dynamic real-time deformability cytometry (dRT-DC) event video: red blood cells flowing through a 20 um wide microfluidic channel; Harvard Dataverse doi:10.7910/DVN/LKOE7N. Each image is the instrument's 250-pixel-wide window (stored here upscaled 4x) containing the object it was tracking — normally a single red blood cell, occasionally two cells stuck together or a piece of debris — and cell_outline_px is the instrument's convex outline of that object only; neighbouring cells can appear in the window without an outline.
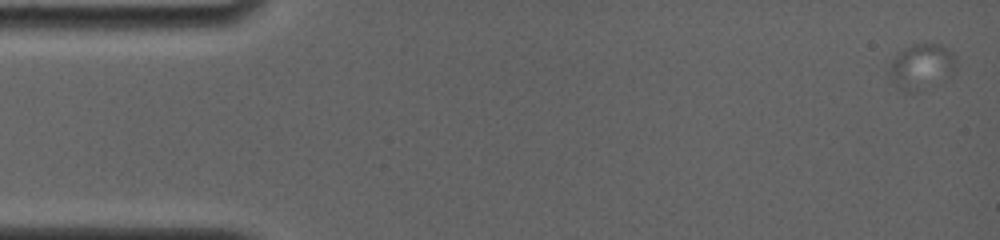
{"species": "common noctule bat (a hibernating species)", "species_latin": "Nyctalus noctula", "temperature_condition": "room temperature", "stored_images_in_passage": 40, "camera_frame_rate_fps": 4000, "um_per_image_px": 0.085, "animal": {"sex": "female", "body_mass_g": 19.0, "forearm_length_mm": 56.7}, "frame": {"image": 1, "passage_image": 1, "time_ms": 0.0, "image_size_px": [1000, 240], "cell_outline_px": [[952, 60], [916, 92], [904, 92], [892, 80], [892, 60], [896, 52], [916, 44], [936, 44], [948, 48], [952, 52]], "centroid_in_image_um": [78.09, 5.55], "position_along_channel_um": 6.9, "area_um2": 14.85}}
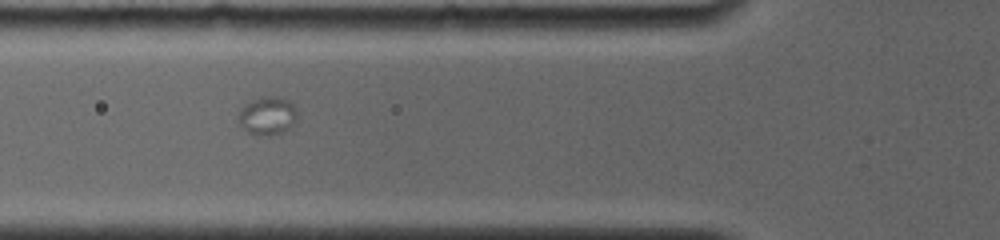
{"frame": {"image": 2, "passage_image": 17, "time_ms": 7.5, "image_size_px": [1000, 240], "cell_outline_px": [[296, 116], [288, 128], [280, 132], [248, 132], [240, 124], [240, 112], [248, 104], [260, 96], [280, 96], [288, 100], [296, 108]], "centroid_in_image_um": [22.77, 9.75], "position_along_channel_um": 103.0, "area_um2": 12.02}}
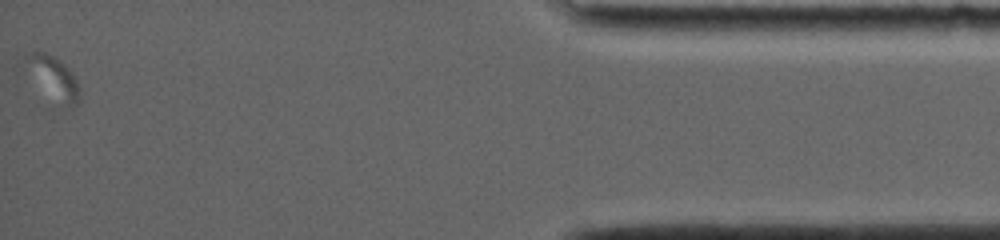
{"frame": {"image": 3, "passage_image": 39, "time_ms": 20.25, "image_size_px": [1000, 240], "cell_outline_px": [[80, 100], [72, 112], [24, 60], [24, 56], [32, 52], [44, 52], [52, 56], [64, 64], [72, 72], [76, 80], [80, 96]], "centroid_in_image_um": [4.72, 6.56], "position_along_channel_um": 430.5, "area_um2": 11.33}}